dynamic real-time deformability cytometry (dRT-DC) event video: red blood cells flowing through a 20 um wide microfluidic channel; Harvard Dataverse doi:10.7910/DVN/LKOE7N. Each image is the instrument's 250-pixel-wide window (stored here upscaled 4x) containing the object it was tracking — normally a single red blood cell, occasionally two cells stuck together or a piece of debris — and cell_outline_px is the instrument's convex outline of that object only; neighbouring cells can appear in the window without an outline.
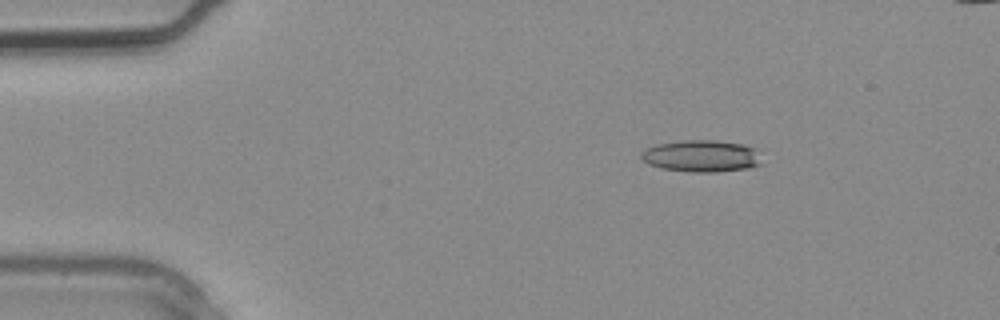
{"species": "common noctule bat (a hibernating species)", "species_latin": "Nyctalus noctula", "temperature_condition": "warm", "stored_images_in_passage": 3, "camera_frame_rate_fps": 3000, "um_per_image_px": 0.085, "animal": {"sex": "male", "body_mass_g": 20.4}, "frame": {"image": 1, "passage_image": 1, "time_ms": 0.0, "image_size_px": [1000, 320], "cell_outline_px": [[760, 164], [748, 168], [716, 172], [692, 172], [660, 168], [648, 164], [640, 156], [640, 152], [644, 148], [656, 144], [684, 140], [716, 140], [744, 144], [752, 148]], "centroid_in_image_um": [59.52, 13.26], "position_along_channel_um": 25.5, "area_um2": 22.2}}